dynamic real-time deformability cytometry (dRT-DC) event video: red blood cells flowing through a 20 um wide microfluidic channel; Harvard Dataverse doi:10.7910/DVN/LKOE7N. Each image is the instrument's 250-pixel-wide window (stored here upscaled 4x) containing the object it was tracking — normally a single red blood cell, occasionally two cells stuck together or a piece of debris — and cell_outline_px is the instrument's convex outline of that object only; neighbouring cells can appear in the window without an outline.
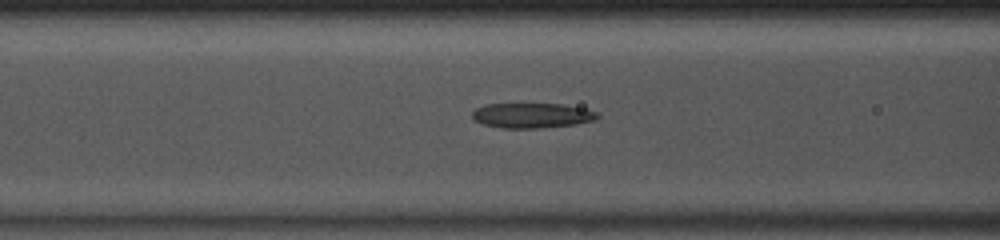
{"species": "common noctule bat (a hibernating species)", "species_latin": "Nyctalus noctula", "temperature_condition": "room temperature", "stored_images_in_passage": 49, "camera_frame_rate_fps": 3000, "um_per_image_px": 0.085, "animal": {"sex": "male", "body_mass_g": 13.0, "forearm_length_mm": 53.1}, "frame": {"image": 1, "passage_image": 20, "time_ms": 6.333, "image_size_px": [1000, 240], "cell_outline_px": [[600, 116], [596, 120], [576, 124], [536, 128], [500, 128], [484, 124], [476, 120], [472, 116], [472, 112], [476, 108], [484, 104], [560, 104], [584, 108], [596, 112]], "centroid_in_image_um": [45.22, 9.81], "position_along_channel_um": 121.4, "area_um2": 18.15}}
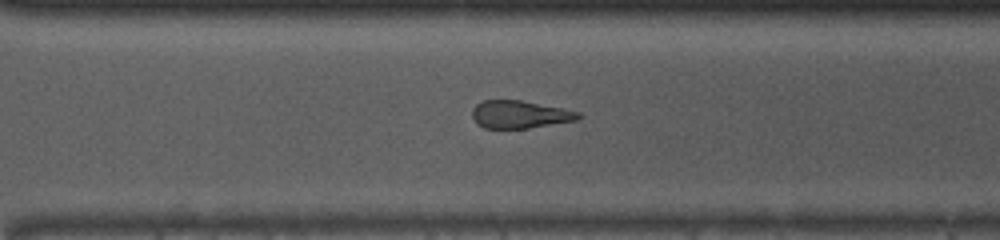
{"frame": {"image": 2, "passage_image": 35, "time_ms": 11.333, "image_size_px": [1000, 240], "cell_outline_px": [[580, 116], [576, 120], [528, 128], [484, 128], [476, 124], [472, 116], [472, 108], [476, 104], [484, 100], [520, 100], [564, 108], [580, 112]], "centroid_in_image_um": [44.15, 9.72], "position_along_channel_um": 326.5, "area_um2": 17.11}}
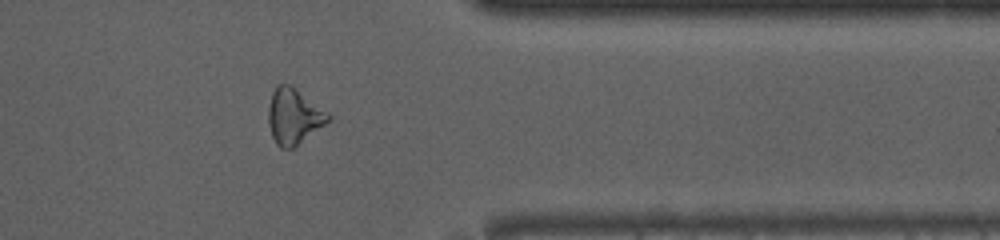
{"frame": {"image": 3, "passage_image": 40, "time_ms": 13.0, "image_size_px": [1000, 240], "cell_outline_px": [[332, 120], [292, 148], [280, 148], [276, 144], [272, 136], [268, 124], [268, 108], [272, 92], [276, 84], [288, 84], [328, 112], [332, 116]], "centroid_in_image_um": [24.97, 9.9], "position_along_channel_um": 386.4, "area_um2": 19.25}, "authors_computed_cell_mechanics": {"area_um2": 19.1318, "velocity_mm_per_s": 4.1025, "shape_relaxation_time_tau1_ms": 4.7241, "shape_relaxation_time_tau2_ms": 2.9726, "deformation_change_tau1": 0.1348, "deformation_change_tau2": 0.13}}